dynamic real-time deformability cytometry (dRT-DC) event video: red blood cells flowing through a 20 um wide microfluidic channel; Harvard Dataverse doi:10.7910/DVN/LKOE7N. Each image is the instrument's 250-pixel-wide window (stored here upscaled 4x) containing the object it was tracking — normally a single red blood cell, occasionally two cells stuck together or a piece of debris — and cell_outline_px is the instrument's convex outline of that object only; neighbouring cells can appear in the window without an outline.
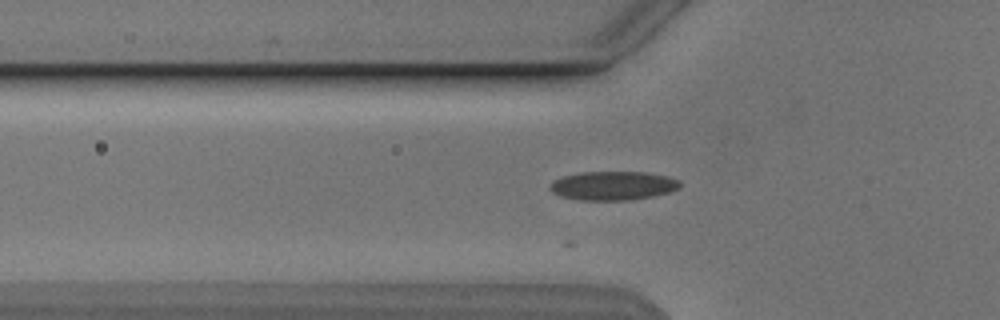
{"species": "Egyptian fruit bat (a non-hibernating species)", "species_latin": "Rousettus aegyptiacus", "temperature_condition": "cold", "stored_images_in_passage": 22, "camera_frame_rate_fps": 3000, "um_per_image_px": 0.085, "animal": {"sex": "male"}, "frame": {"image": 1, "passage_image": 2, "time_ms": 0.333, "image_size_px": [1000, 320], "cell_outline_px": [[680, 188], [672, 192], [652, 196], [628, 200], [580, 200], [560, 196], [552, 192], [548, 188], [552, 180], [564, 176], [580, 172], [648, 172], [668, 176], [680, 180]], "centroid_in_image_um": [52.11, 15.78], "position_along_channel_um": 73.7, "area_um2": 22.08}}
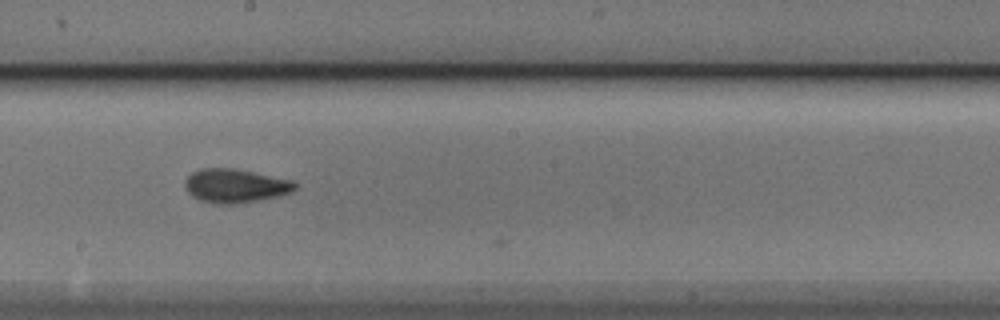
{"frame": {"image": 2, "passage_image": 14, "time_ms": 4.333, "image_size_px": [1000, 320], "cell_outline_px": [[296, 188], [292, 192], [280, 196], [260, 200], [236, 204], [216, 204], [200, 200], [192, 196], [188, 192], [184, 184], [184, 180], [192, 172], [200, 168], [232, 168], [292, 180], [296, 184]], "centroid_in_image_um": [19.99, 15.8], "position_along_channel_um": 228.2, "area_um2": 21.73}}
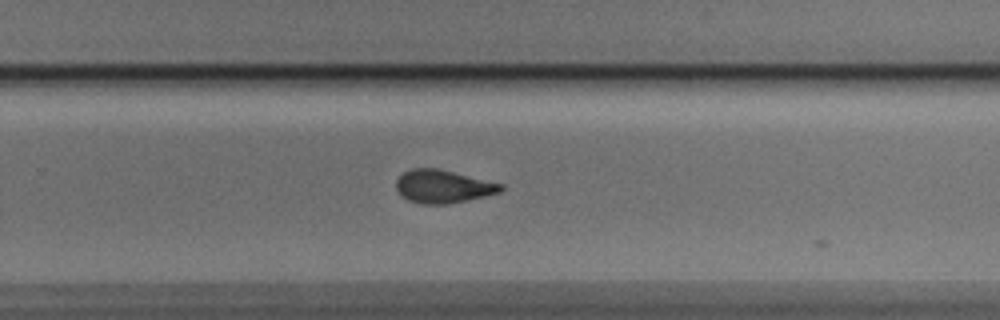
{"frame": {"image": 3, "passage_image": 19, "time_ms": 6.0, "image_size_px": [1000, 320], "cell_outline_px": [[504, 188], [500, 192], [468, 200], [448, 204], [420, 204], [408, 200], [396, 188], [396, 180], [404, 172], [412, 168], [436, 168], [504, 184]], "centroid_in_image_um": [37.66, 15.85], "position_along_channel_um": 292.1, "area_um2": 20.0}}